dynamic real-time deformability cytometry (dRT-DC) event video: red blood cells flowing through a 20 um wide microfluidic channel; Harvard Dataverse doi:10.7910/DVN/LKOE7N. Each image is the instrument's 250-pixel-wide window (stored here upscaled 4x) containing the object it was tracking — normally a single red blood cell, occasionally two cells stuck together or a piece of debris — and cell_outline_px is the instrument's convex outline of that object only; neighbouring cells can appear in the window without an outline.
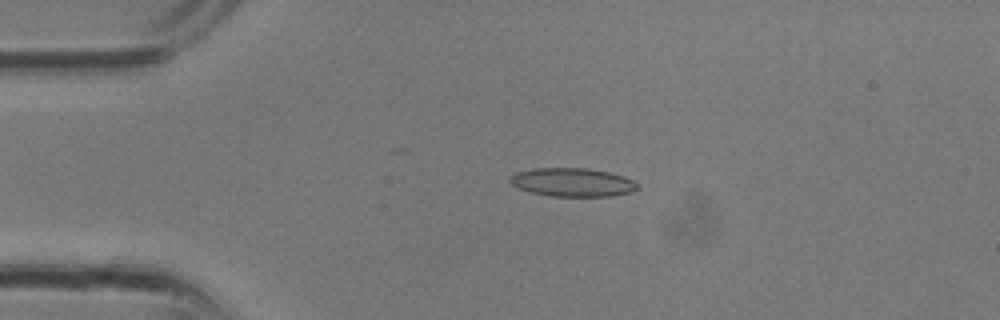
{"species": "common noctule bat (a hibernating species)", "species_latin": "Nyctalus noctula", "temperature_condition": "room temperature", "stored_images_in_passage": 23, "camera_frame_rate_fps": 3000, "um_per_image_px": 0.085, "animal": {"sex": "male", "body_mass_g": 13.3}, "frame": {"image": 1, "passage_image": 1, "time_ms": 0.0, "image_size_px": [1000, 320], "cell_outline_px": [[636, 188], [632, 192], [612, 196], [552, 196], [528, 192], [516, 188], [508, 180], [516, 172], [532, 168], [588, 168], [608, 172], [624, 176], [632, 180], [636, 184]], "centroid_in_image_um": [48.61, 15.49], "position_along_channel_um": 36.4, "area_um2": 21.21}}
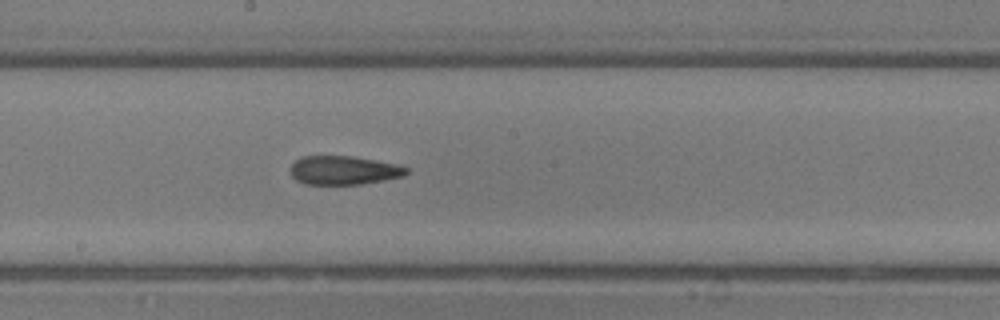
{"frame": {"image": 2, "passage_image": 11, "time_ms": 3.333, "image_size_px": [1000, 320], "cell_outline_px": [[408, 172], [404, 176], [384, 180], [360, 184], [304, 184], [296, 180], [292, 176], [292, 164], [300, 156], [352, 156], [400, 164], [408, 168]], "centroid_in_image_um": [29.25, 14.47], "position_along_channel_um": 218.9, "area_um2": 19.48}}
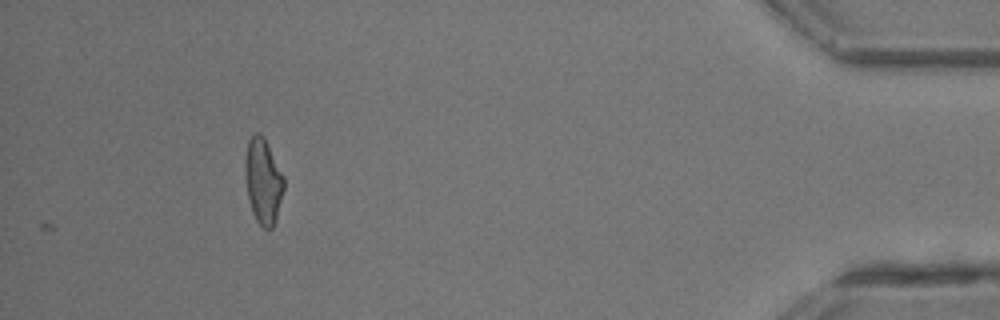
{"frame": {"image": 3, "passage_image": 23, "time_ms": 7.333, "image_size_px": [1000, 320], "cell_outline_px": [[284, 188], [276, 220], [272, 228], [264, 228], [256, 220], [252, 212], [248, 196], [244, 172], [244, 164], [248, 140], [256, 132], [260, 132], [264, 136], [284, 176]], "centroid_in_image_um": [22.36, 15.37], "position_along_channel_um": 412.8, "area_um2": 19.36}}